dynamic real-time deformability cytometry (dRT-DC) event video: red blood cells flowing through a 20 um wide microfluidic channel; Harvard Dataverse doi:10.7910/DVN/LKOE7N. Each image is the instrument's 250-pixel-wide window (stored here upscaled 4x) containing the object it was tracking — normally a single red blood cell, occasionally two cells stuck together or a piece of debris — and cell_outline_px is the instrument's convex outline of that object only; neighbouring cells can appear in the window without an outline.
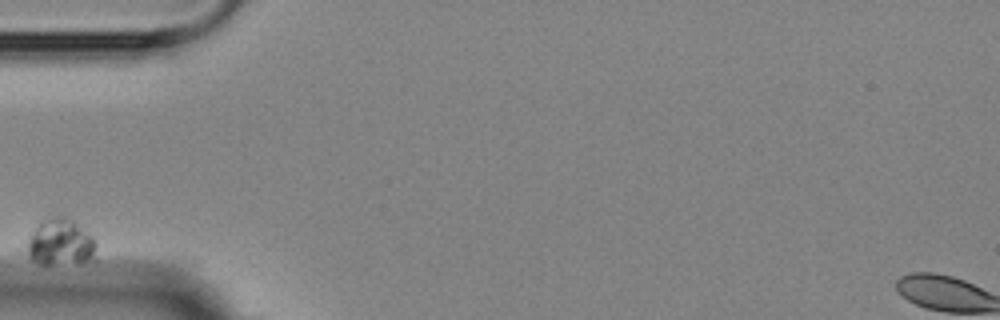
{"species": "Egyptian fruit bat (a non-hibernating species)", "species_latin": "Rousettus aegyptiacus", "temperature_condition": "room temperature", "stored_images_in_passage": 8, "camera_frame_rate_fps": 3000, "um_per_image_px": 0.085, "animal": {"sex": "female"}, "frame": {"image": 1, "passage_image": 1, "time_ms": 0.0, "image_size_px": [1000, 320], "cell_outline_px": [[96, 260], [52, 264], [40, 264], [32, 260], [28, 256], [24, 248], [32, 232], [44, 216], [64, 212], [92, 236], [96, 244]], "centroid_in_image_um": [5.11, 20.53], "position_along_channel_um": 79.9, "area_um2": 19.59}}
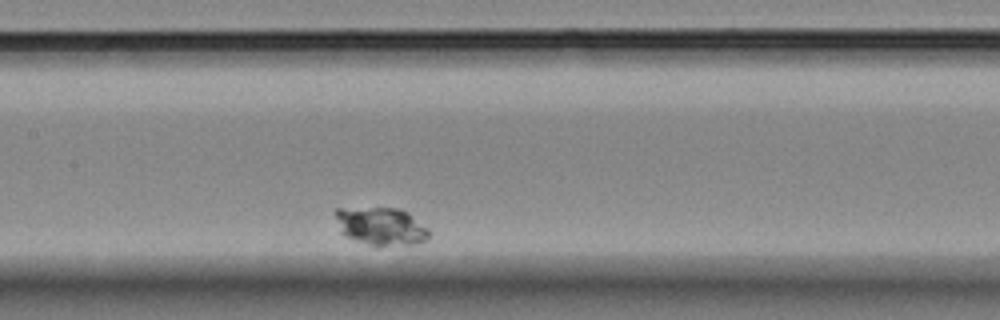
{"frame": {"image": 2, "passage_image": 5, "time_ms": 4.667, "image_size_px": [1000, 320], "cell_outline_px": [[428, 240], [412, 244], [380, 248], [372, 248], [344, 236], [340, 232], [332, 212], [336, 208], [400, 208], [408, 212], [428, 228]], "centroid_in_image_um": [32.33, 19.27], "position_along_channel_um": 175.1, "area_um2": 21.56}}
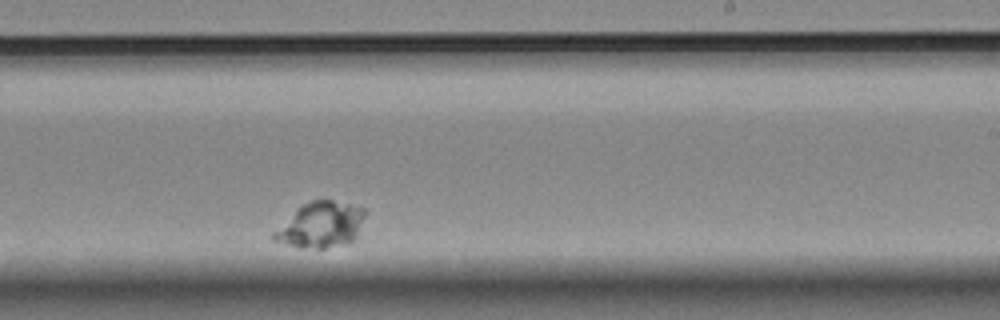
{"frame": {"image": 3, "passage_image": 8, "time_ms": 8.0, "image_size_px": [1000, 320], "cell_outline_px": [[368, 212], [356, 240], [348, 244], [324, 248], [300, 248], [272, 240], [272, 232], [296, 208], [312, 200], [332, 200], [364, 208]], "centroid_in_image_um": [27.3, 19.13], "position_along_channel_um": 261.7, "area_um2": 24.74}}